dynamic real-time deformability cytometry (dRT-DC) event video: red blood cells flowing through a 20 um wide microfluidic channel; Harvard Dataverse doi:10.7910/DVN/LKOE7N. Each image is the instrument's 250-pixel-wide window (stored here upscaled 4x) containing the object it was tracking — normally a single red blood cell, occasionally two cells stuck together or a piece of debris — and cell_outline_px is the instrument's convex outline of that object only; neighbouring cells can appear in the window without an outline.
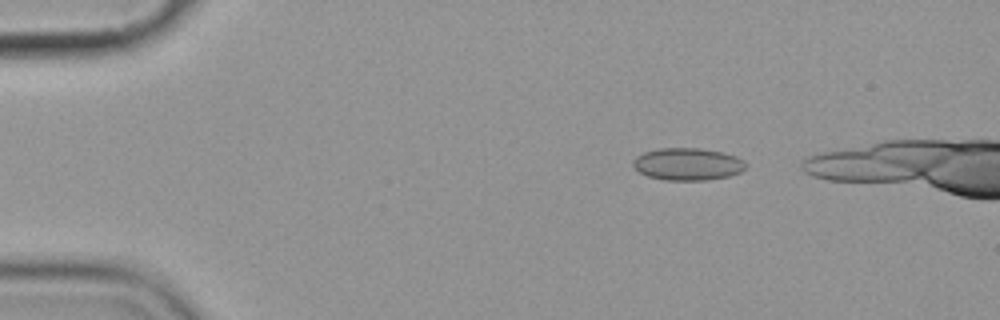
{"species": "common noctule bat (a hibernating species)", "species_latin": "Nyctalus noctula", "temperature_condition": "cold", "stored_images_in_passage": 5, "camera_frame_rate_fps": 3000, "um_per_image_px": 0.085, "animal": {"sex": "female", "body_mass_g": 19.9}, "frame": {"image": 1, "passage_image": 2, "time_ms": 1.333, "image_size_px": [1000, 320], "cell_outline_px": [[748, 164], [740, 172], [728, 176], [708, 180], [664, 180], [648, 176], [640, 172], [632, 164], [632, 160], [636, 156], [644, 152], [660, 148], [700, 148], [724, 152], [736, 156], [744, 160]], "centroid_in_image_um": [58.46, 13.94], "position_along_channel_um": 26.5, "area_um2": 21.33}}